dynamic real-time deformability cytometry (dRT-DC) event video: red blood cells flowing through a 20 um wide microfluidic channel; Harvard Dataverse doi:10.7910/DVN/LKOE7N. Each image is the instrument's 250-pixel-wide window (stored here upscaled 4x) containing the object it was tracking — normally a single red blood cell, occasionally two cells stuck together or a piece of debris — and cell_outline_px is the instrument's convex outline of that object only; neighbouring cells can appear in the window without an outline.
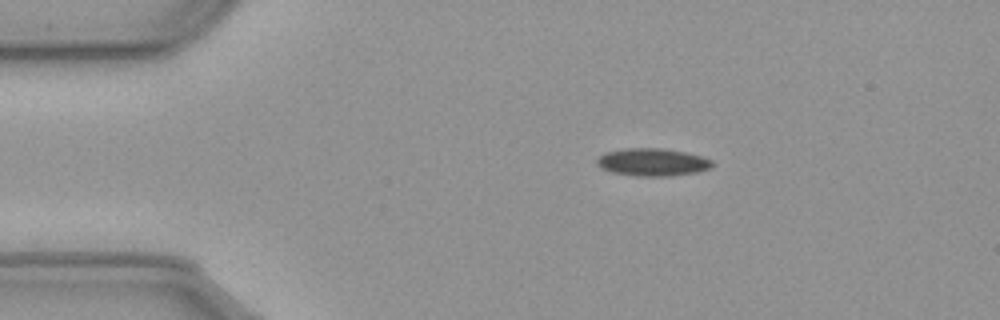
{"species": "common noctule bat (a hibernating species)", "species_latin": "Nyctalus noctula", "temperature_condition": "cold", "stored_images_in_passage": 47, "camera_frame_rate_fps": 3000, "um_per_image_px": 0.085, "animal": {"sex": "male", "body_mass_g": 23.1, "forearm_length_mm": 52.7}, "frame": {"image": 1, "passage_image": 1, "time_ms": 0.0, "image_size_px": [1000, 320], "cell_outline_px": [[716, 164], [708, 168], [696, 172], [668, 176], [636, 176], [612, 172], [600, 168], [596, 164], [596, 160], [604, 152], [624, 148], [664, 148], [688, 152], [712, 160]], "centroid_in_image_um": [55.44, 13.77], "position_along_channel_um": 29.6, "area_um2": 18.73}}
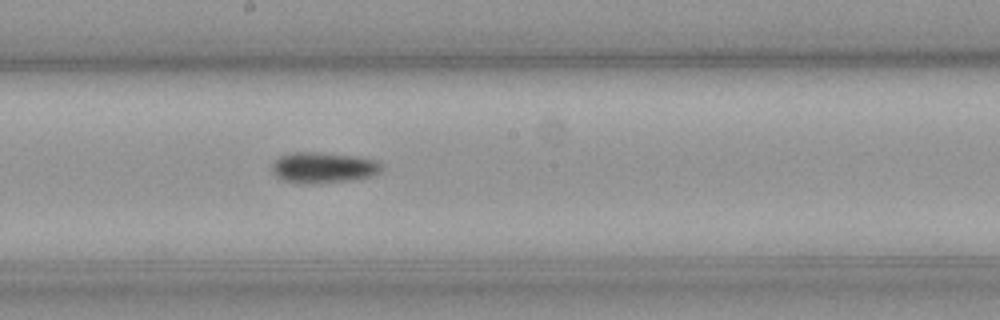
{"frame": {"image": 2, "passage_image": 21, "time_ms": 6.667, "image_size_px": [1000, 320], "cell_outline_px": [[380, 172], [372, 176], [360, 180], [320, 184], [300, 184], [280, 180], [272, 172], [272, 164], [280, 156], [296, 152], [312, 152], [348, 156], [372, 160], [380, 164]], "centroid_in_image_um": [27.43, 14.3], "position_along_channel_um": 220.8, "area_um2": 19.71}}
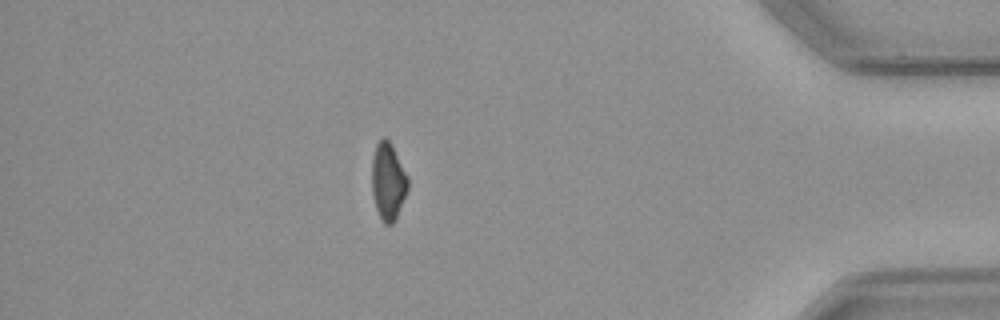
{"frame": {"image": 3, "passage_image": 40, "time_ms": 13.0, "image_size_px": [1000, 320], "cell_outline_px": [[408, 188], [396, 220], [392, 224], [384, 224], [376, 208], [372, 192], [372, 160], [376, 144], [384, 136], [392, 144], [408, 176]], "centroid_in_image_um": [32.99, 15.41], "position_along_channel_um": 402.2, "area_um2": 16.24}, "authors_computed_cell_mechanics": {"area_um2": 17.6868, "velocity_mm_per_s": 3.6086, "shape_relaxation_time_tau1_ms": 4.4258, "shape_relaxation_time_tau2_ms": null, "deformation_change_tau1": 0.1023, "deformation_change_tau2": null}}